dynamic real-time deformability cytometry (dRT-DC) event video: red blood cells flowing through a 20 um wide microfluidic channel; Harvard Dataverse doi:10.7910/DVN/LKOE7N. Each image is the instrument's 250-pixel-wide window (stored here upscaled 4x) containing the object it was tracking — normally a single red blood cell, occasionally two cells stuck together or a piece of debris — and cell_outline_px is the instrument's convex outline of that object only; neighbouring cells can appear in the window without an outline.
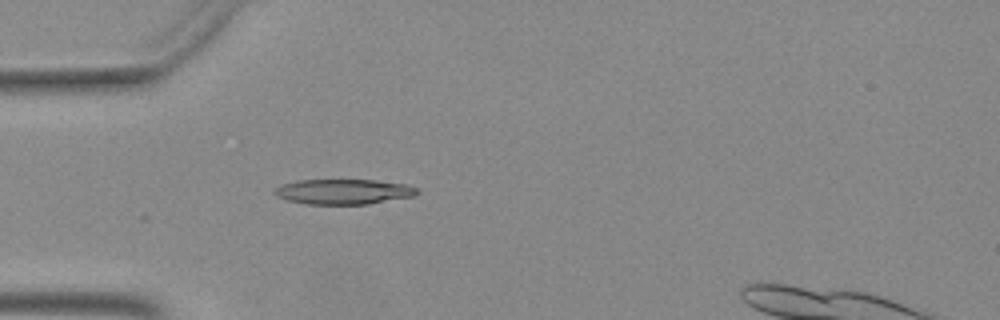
{"species": "Egyptian fruit bat (a non-hibernating species)", "species_latin": "Rousettus aegyptiacus", "temperature_condition": "warm", "stored_images_in_passage": 12, "camera_frame_rate_fps": 3000, "um_per_image_px": 0.085, "animal": {"sex": "female"}, "frame": {"image": 1, "passage_image": 1, "time_ms": 0.0, "image_size_px": [1000, 320], "cell_outline_px": [[420, 192], [412, 196], [368, 204], [304, 204], [288, 200], [276, 196], [272, 192], [280, 184], [300, 180], [372, 180], [408, 184], [416, 188]], "centroid_in_image_um": [29.17, 16.29], "position_along_channel_um": 55.8, "area_um2": 20.87}}
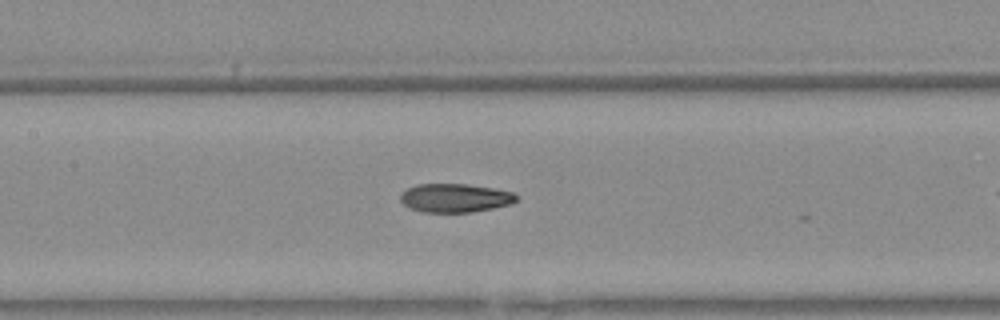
{"frame": {"image": 2, "passage_image": 6, "time_ms": 1.667, "image_size_px": [1000, 320], "cell_outline_px": [[520, 196], [512, 204], [472, 212], [424, 212], [412, 208], [404, 204], [400, 200], [400, 196], [408, 188], [416, 184], [464, 184], [492, 188], [512, 192]], "centroid_in_image_um": [38.71, 16.82], "position_along_channel_um": 168.7, "area_um2": 19.19}}